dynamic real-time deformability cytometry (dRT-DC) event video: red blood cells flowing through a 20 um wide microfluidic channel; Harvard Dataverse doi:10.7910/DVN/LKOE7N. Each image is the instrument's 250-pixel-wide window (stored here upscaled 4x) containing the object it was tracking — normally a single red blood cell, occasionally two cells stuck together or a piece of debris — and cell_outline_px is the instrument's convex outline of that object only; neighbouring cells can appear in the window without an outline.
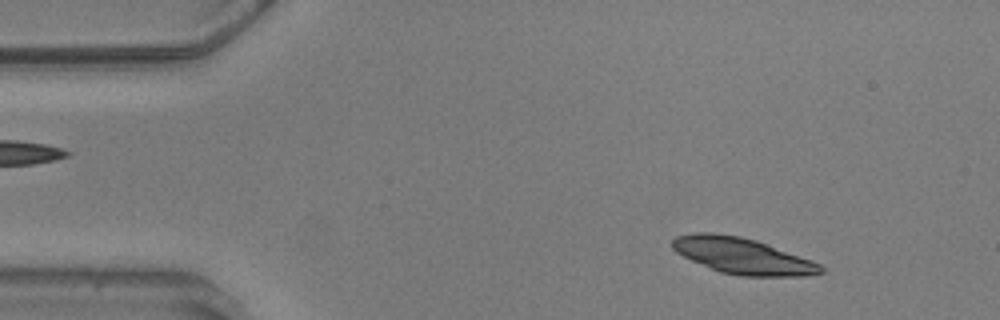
{"species": "common noctule bat (a hibernating species)", "species_latin": "Nyctalus noctula", "temperature_condition": "warm", "stored_images_in_passage": 8, "camera_frame_rate_fps": 3000, "um_per_image_px": 0.085, "animal": {"sex": "male", "body_mass_g": 20.5, "forearm_length_mm": 52.5}, "frame": {"image": 1, "passage_image": 1, "time_ms": 0.0, "image_size_px": [1000, 320], "cell_outline_px": [[824, 272], [804, 276], [740, 276], [720, 272], [692, 260], [676, 252], [672, 248], [672, 240], [676, 236], [696, 232], [712, 232], [740, 236], [756, 240], [812, 260], [820, 264], [824, 268]], "centroid_in_image_um": [63.11, 21.74], "position_along_channel_um": 21.9, "area_um2": 31.1}}